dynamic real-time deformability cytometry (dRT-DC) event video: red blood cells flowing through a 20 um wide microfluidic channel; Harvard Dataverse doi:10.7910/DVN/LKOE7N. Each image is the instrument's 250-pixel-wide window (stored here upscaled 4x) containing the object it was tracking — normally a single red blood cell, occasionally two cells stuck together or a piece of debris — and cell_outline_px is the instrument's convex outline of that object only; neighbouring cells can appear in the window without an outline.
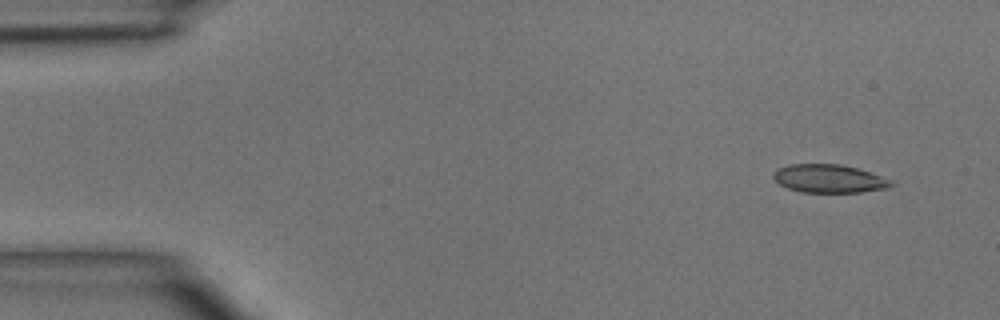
{"species": "common noctule bat (a hibernating species)", "species_latin": "Nyctalus noctula", "temperature_condition": "room temperature", "stored_images_in_passage": 3, "camera_frame_rate_fps": 3000, "um_per_image_px": 0.085, "animal": {"sex": "male", "body_mass_g": 15.6}, "frame": {"image": 1, "passage_image": 1, "time_ms": 0.0, "image_size_px": [1000, 320], "cell_outline_px": [[896, 184], [892, 188], [860, 192], [800, 192], [788, 188], [780, 184], [772, 176], [772, 172], [788, 164], [840, 164], [856, 168], [880, 176]], "centroid_in_image_um": [70.47, 15.19], "position_along_channel_um": 14.5, "area_um2": 19.31}}
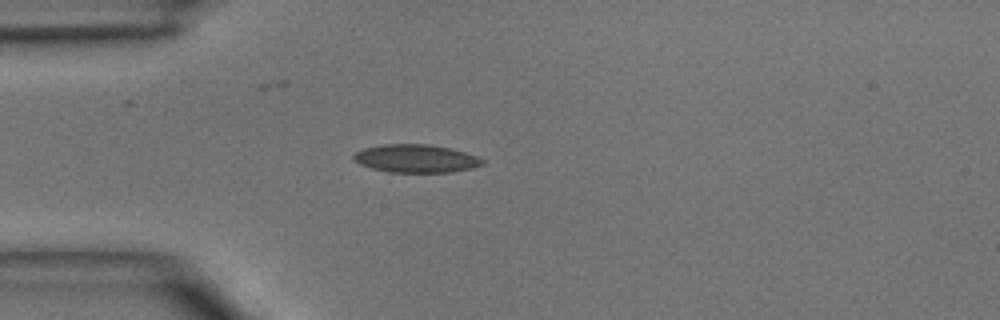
{"frame": {"image": 2, "passage_image": 3, "time_ms": 3.0, "image_size_px": [1000, 320], "cell_outline_px": [[484, 164], [472, 168], [452, 172], [388, 172], [372, 168], [360, 164], [352, 156], [356, 152], [364, 148], [384, 144], [428, 144], [452, 148], [476, 156], [484, 160]], "centroid_in_image_um": [35.37, 13.47], "position_along_channel_um": 49.6, "area_um2": 20.98}}